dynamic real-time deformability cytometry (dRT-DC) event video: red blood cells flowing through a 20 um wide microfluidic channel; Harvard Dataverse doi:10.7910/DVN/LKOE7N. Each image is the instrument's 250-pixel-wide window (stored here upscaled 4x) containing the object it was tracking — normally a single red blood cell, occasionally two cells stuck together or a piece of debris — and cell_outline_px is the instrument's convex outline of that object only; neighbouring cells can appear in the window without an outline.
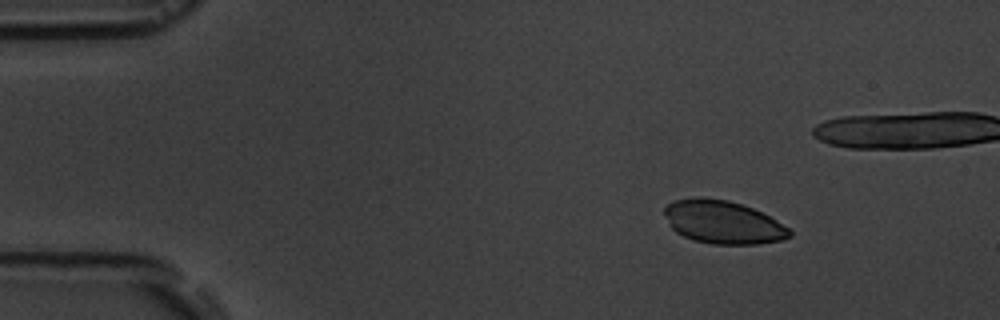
{"species": "common noctule bat (a hibernating species)", "species_latin": "Nyctalus noctula", "temperature_condition": "room temperature", "stored_images_in_passage": 7, "camera_frame_rate_fps": 3000, "um_per_image_px": 0.085, "animal": {"sex": "male", "body_mass_g": 19.5, "forearm_length_mm": 54.6}, "frame": {"image": 1, "passage_image": 1, "time_ms": 0.0, "image_size_px": [1000, 320], "cell_outline_px": [[792, 236], [780, 240], [756, 244], [712, 244], [692, 240], [676, 232], [668, 224], [664, 212], [664, 208], [668, 204], [676, 200], [696, 196], [704, 196], [728, 200], [752, 208], [776, 220], [788, 228], [792, 232]], "centroid_in_image_um": [61.42, 18.88], "position_along_channel_um": 23.6, "area_um2": 31.44}}
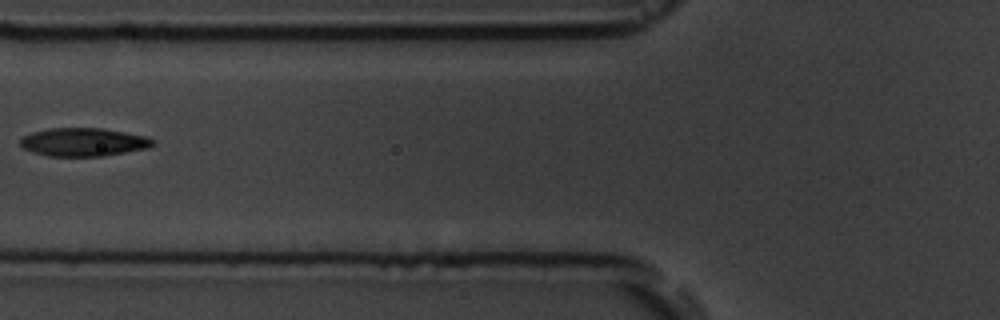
{"frame": {"image": 2, "passage_image": 7, "time_ms": 7.667, "image_size_px": [1000, 320], "cell_outline_px": [[152, 144], [148, 148], [104, 156], [48, 156], [32, 152], [24, 148], [20, 144], [20, 140], [24, 136], [32, 132], [48, 128], [104, 128], [148, 136], [152, 140]], "centroid_in_image_um": [7.09, 12.07], "position_along_channel_um": 118.7, "area_um2": 21.85}}